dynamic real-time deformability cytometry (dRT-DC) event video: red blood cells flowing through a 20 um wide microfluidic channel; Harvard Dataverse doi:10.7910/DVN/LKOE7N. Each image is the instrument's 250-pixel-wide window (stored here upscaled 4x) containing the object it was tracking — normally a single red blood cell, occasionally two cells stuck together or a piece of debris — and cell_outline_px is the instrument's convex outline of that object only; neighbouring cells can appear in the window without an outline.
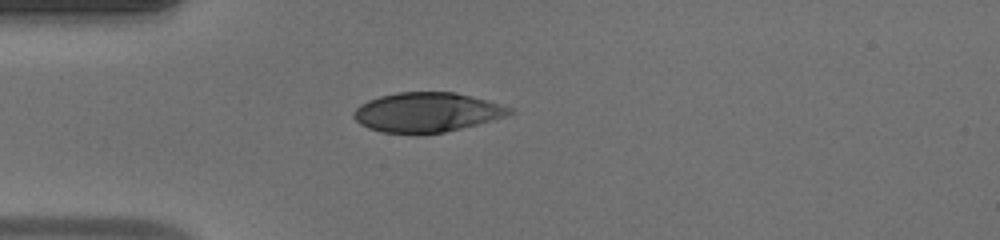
{"species": "human", "species_latin": "Homo sapiens", "temperature_condition": "warm", "stored_images_in_passage": 37, "camera_frame_rate_fps": 3000, "um_per_image_px": 0.085, "donor": {"sex": "male"}, "frame": {"image": 1, "passage_image": 1, "time_ms": 0.0, "image_size_px": [1000, 240], "cell_outline_px": [[516, 112], [504, 116], [476, 124], [444, 132], [416, 136], [380, 132], [368, 128], [360, 124], [352, 116], [352, 112], [360, 104], [368, 100], [380, 96], [396, 92], [452, 92], [472, 96], [500, 104], [512, 108]], "centroid_in_image_um": [36.22, 9.57], "position_along_channel_um": 48.8, "area_um2": 36.3}}
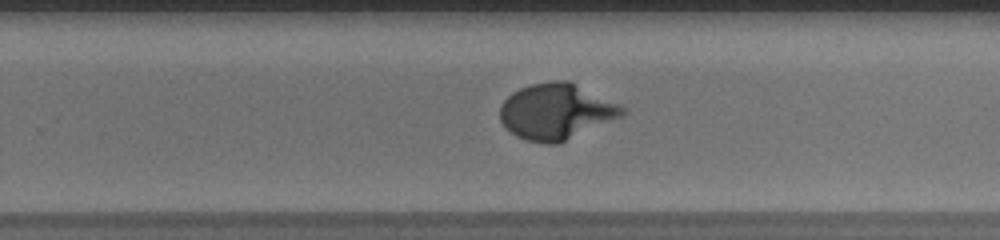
{"frame": {"image": 2, "passage_image": 19, "time_ms": 6.0, "image_size_px": [1000, 240], "cell_outline_px": [[624, 116], [556, 144], [548, 144], [528, 140], [516, 136], [500, 120], [500, 104], [512, 92], [520, 88], [532, 84], [552, 80], [568, 80], [624, 108]], "centroid_in_image_um": [47.24, 9.48], "position_along_channel_um": 282.6, "area_um2": 39.19}}
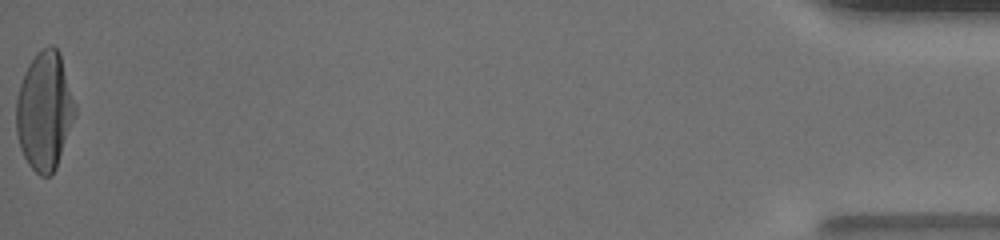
{"frame": {"image": 3, "passage_image": 37, "time_ms": 12.0, "image_size_px": [1000, 240], "cell_outline_px": [[76, 116], [56, 168], [48, 176], [40, 176], [28, 164], [20, 148], [16, 132], [16, 100], [20, 84], [28, 64], [48, 44], [52, 44], [60, 52], [76, 104]], "centroid_in_image_um": [3.8, 9.43], "position_along_channel_um": 431.4, "area_um2": 40.63}}